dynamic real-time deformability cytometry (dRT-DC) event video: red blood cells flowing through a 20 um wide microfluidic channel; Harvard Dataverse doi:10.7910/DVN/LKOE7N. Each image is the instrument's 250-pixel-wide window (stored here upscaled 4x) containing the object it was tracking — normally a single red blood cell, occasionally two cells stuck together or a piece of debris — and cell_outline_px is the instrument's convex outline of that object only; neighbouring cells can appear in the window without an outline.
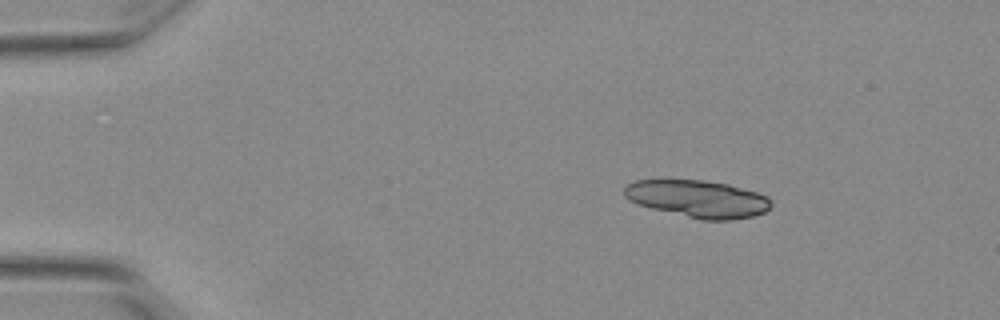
{"species": "Egyptian fruit bat (a non-hibernating species)", "species_latin": "Rousettus aegyptiacus", "temperature_condition": "warm", "stored_images_in_passage": 52, "segment_of_instrument_passage": [1, 2], "camera_frame_rate_fps": 3000, "um_per_image_px": 0.085, "animal": {"sex": "female"}, "frame": {"image": 1, "passage_image": 8, "time_ms": 2.333, "image_size_px": [1000, 320], "cell_outline_px": [[772, 204], [764, 212], [752, 216], [732, 220], [700, 220], [652, 208], [628, 200], [624, 196], [624, 188], [628, 184], [636, 180], [704, 180], [728, 184], [756, 192], [768, 196]], "centroid_in_image_um": [59.32, 16.9], "position_along_channel_um": 25.7, "area_um2": 31.73}}